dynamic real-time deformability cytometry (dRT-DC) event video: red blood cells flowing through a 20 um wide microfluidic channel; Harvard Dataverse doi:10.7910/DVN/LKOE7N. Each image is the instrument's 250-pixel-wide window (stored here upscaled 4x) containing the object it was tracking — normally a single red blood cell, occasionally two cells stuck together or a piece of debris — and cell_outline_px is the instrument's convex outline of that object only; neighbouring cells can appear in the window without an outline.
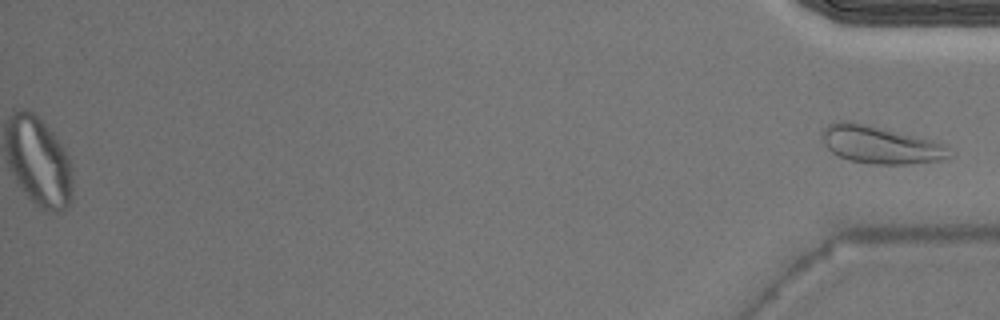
{"species": "Egyptian fruit bat (a non-hibernating species)", "species_latin": "Rousettus aegyptiacus", "temperature_condition": "warm", "stored_images_in_passage": 40, "segment_of_instrument_passage": [2, 2], "camera_frame_rate_fps": 3000, "um_per_image_px": 0.085, "animal": {"sex": "male"}, "frame": {"image": 1, "passage_image": 40, "time_ms": 13.0, "image_size_px": [1000, 320], "cell_outline_px": [[952, 156], [940, 160], [908, 164], [872, 164], [848, 160], [832, 152], [824, 144], [820, 136], [824, 128], [828, 124], [836, 120], [848, 120], [916, 136], [948, 144]], "centroid_in_image_um": [74.82, 12.3], "position_along_channel_um": 360.4, "area_um2": 28.03}}